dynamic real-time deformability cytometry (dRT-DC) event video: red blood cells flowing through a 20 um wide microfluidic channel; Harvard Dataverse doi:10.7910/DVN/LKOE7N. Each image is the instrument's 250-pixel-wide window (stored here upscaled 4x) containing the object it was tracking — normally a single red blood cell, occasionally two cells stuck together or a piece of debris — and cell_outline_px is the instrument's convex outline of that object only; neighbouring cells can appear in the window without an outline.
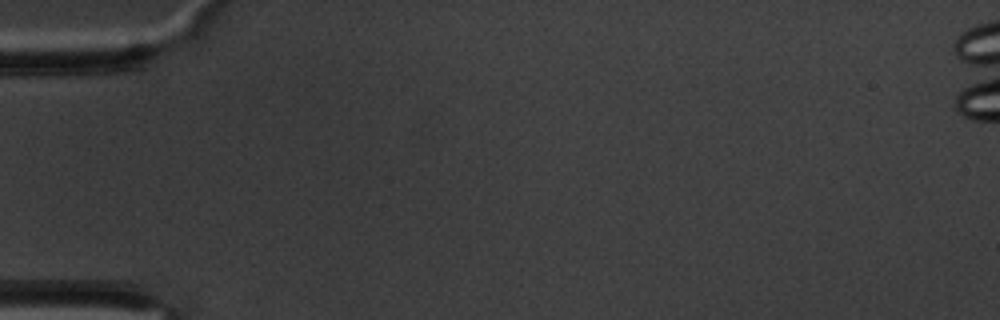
{"species": "common noctule bat (a hibernating species)", "species_latin": "Nyctalus noctula", "temperature_condition": "warm", "stored_images_in_passage": 1, "camera_frame_rate_fps": 3000, "um_per_image_px": 0.085, "animal": {"sex": "male", "body_mass_g": 20.1, "forearm_length_mm": 53.5}, "frame": {"image": 1, "passage_image": 1, "time_ms": 0.0, "image_size_px": [1000, 320], "cell_outline_px": [[228, 16], [224, 32], [208, 52], [184, 68], [172, 64], [172, 48], [200, 16], [212, 12]], "centroid_in_image_um": [16.9, 3.32], "position_along_channel_um": 68.1, "area_um2": 12.37}}